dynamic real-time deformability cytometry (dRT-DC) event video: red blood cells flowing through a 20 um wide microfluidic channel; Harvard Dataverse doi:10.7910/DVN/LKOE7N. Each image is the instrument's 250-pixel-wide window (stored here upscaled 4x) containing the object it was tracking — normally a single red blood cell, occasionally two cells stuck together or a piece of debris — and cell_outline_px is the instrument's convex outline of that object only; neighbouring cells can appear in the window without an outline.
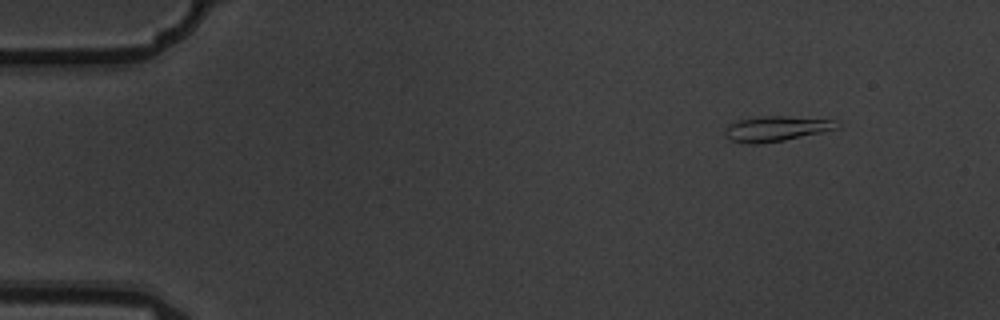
{"species": "common noctule bat (a hibernating species)", "species_latin": "Nyctalus noctula", "temperature_condition": "warm", "stored_images_in_passage": 5, "camera_frame_rate_fps": 3000, "um_per_image_px": 0.085, "animal": {"sex": "male", "body_mass_g": 19.5, "forearm_length_mm": 54.6}, "frame": {"image": 1, "passage_image": 1, "time_ms": 0.0, "image_size_px": [1000, 320], "cell_outline_px": [[840, 128], [784, 140], [760, 144], [748, 144], [732, 140], [724, 136], [724, 132], [728, 124], [736, 120], [764, 116], [784, 116], [836, 120], [840, 124]], "centroid_in_image_um": [65.96, 10.94], "position_along_channel_um": 19.0, "area_um2": 16.47}}
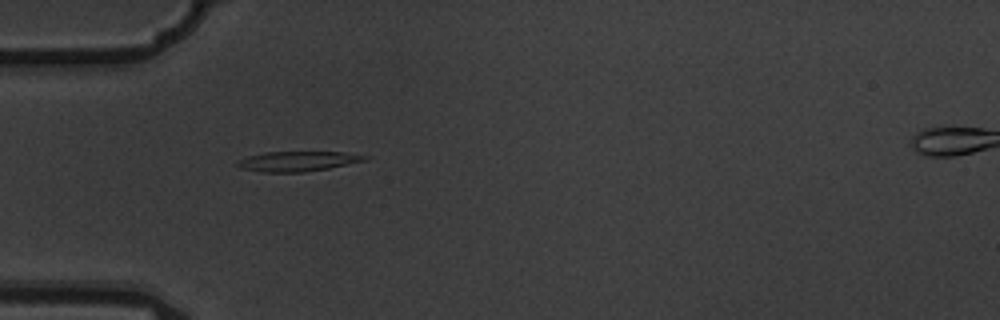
{"frame": {"image": 2, "passage_image": 4, "time_ms": 1.0, "image_size_px": [1000, 320], "cell_outline_px": [[372, 156], [368, 160], [328, 168], [304, 172], [264, 172], [240, 168], [236, 164], [240, 160], [248, 156], [264, 152], [344, 152]], "centroid_in_image_um": [25.36, 13.7], "position_along_channel_um": 59.6, "area_um2": 14.8}}
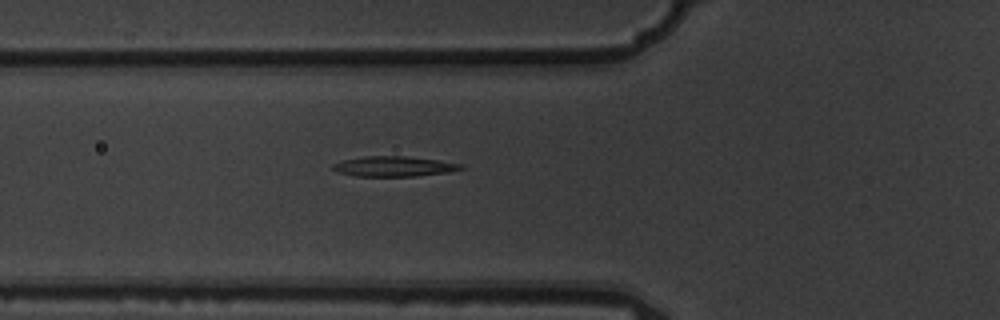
{"frame": {"image": 3, "passage_image": 5, "time_ms": 1.333, "image_size_px": [1000, 320], "cell_outline_px": [[464, 168], [448, 172], [416, 176], [356, 176], [336, 172], [332, 168], [332, 164], [344, 160], [364, 156], [404, 156], [436, 160], [464, 164]], "centroid_in_image_um": [33.46, 14.14], "position_along_channel_um": 92.3, "area_um2": 14.97}}